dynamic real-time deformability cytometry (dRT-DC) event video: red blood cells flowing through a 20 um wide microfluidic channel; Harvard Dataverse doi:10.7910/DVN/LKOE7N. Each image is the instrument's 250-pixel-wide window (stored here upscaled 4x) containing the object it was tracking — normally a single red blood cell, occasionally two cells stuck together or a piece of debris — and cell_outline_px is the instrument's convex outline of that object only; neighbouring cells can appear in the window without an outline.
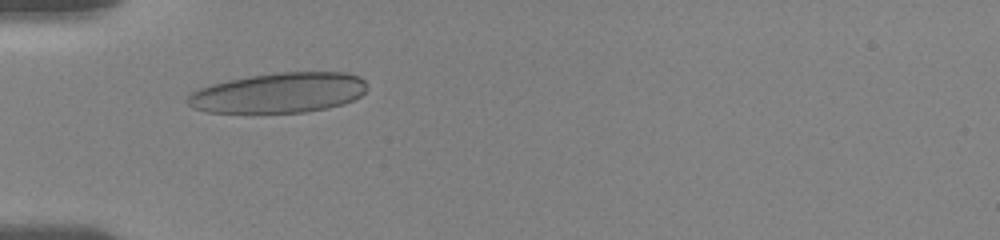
{"species": "human", "species_latin": "Homo sapiens", "temperature_condition": "room temperature", "stored_images_in_passage": 35, "camera_frame_rate_fps": 3000, "um_per_image_px": 0.085, "donor": {"sex": "female"}, "frame": {"image": 1, "passage_image": 11, "time_ms": 4.0, "image_size_px": [1000, 240], "cell_outline_px": [[368, 88], [360, 96], [344, 104], [328, 108], [304, 112], [204, 112], [192, 108], [184, 100], [192, 92], [200, 88], [212, 84], [228, 80], [276, 72], [344, 72], [360, 76], [364, 80]], "centroid_in_image_um": [23.71, 7.89], "position_along_channel_um": 61.3, "area_um2": 42.02}}
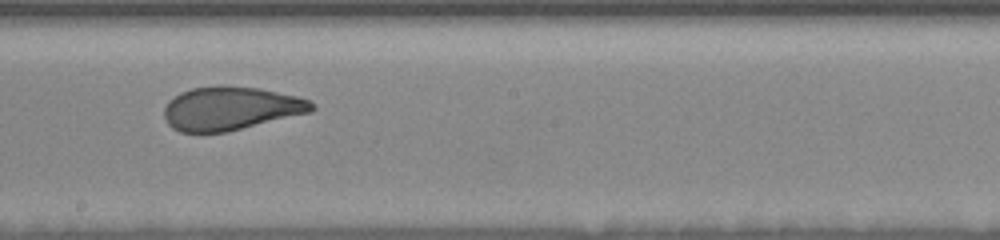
{"frame": {"image": 2, "passage_image": 17, "time_ms": 8.667, "image_size_px": [1000, 240], "cell_outline_px": [[316, 108], [312, 112], [228, 132], [180, 132], [172, 128], [168, 124], [164, 116], [164, 108], [168, 100], [180, 92], [192, 88], [220, 84], [260, 88], [296, 96], [308, 100], [316, 104]], "centroid_in_image_um": [19.61, 9.2], "position_along_channel_um": 228.6, "area_um2": 37.92}}
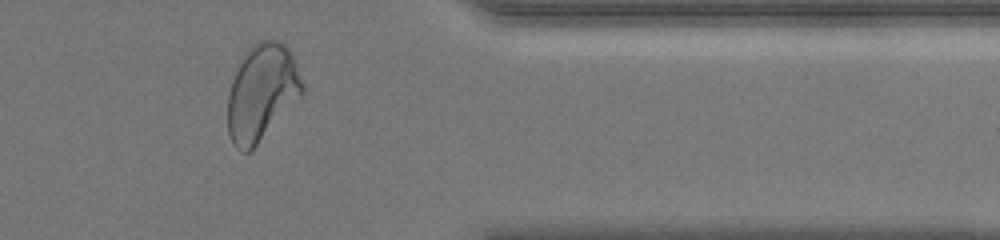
{"frame": {"image": 3, "passage_image": 27, "time_ms": 13.333, "image_size_px": [1000, 240], "cell_outline_px": [[304, 92], [256, 144], [248, 152], [244, 152], [236, 148], [232, 144], [228, 132], [228, 92], [232, 80], [244, 56], [252, 44], [260, 40], [276, 40], [284, 44], [288, 48], [292, 56], [304, 84]], "centroid_in_image_um": [22.24, 7.84], "position_along_channel_um": 389.2, "area_um2": 41.1}, "authors_computed_cell_mechanics": {"area_um2": 40.0554, "velocity_mm_per_s": 3.6946, "shape_relaxation_time_tau1_ms": 6.138, "shape_relaxation_time_tau2_ms": 0.8918, "deformation_change_tau1": 0.2003, "deformation_change_tau2": 0.0699}}